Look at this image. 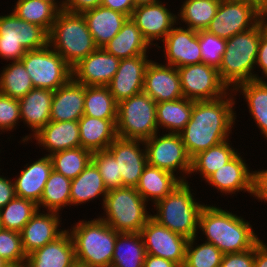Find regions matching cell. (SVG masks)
Returning <instances> with one entry per match:
<instances>
[{
  "label": "cell",
  "instance_id": "1",
  "mask_svg": "<svg viewBox=\"0 0 267 267\" xmlns=\"http://www.w3.org/2000/svg\"><path fill=\"white\" fill-rule=\"evenodd\" d=\"M236 99L230 90L215 100L194 101L190 121L179 133L191 159L199 152L231 139L235 123L239 121Z\"/></svg>",
  "mask_w": 267,
  "mask_h": 267
},
{
  "label": "cell",
  "instance_id": "2",
  "mask_svg": "<svg viewBox=\"0 0 267 267\" xmlns=\"http://www.w3.org/2000/svg\"><path fill=\"white\" fill-rule=\"evenodd\" d=\"M215 205L206 203L200 213L198 234L203 235L205 242L227 254L249 250L261 239L245 217Z\"/></svg>",
  "mask_w": 267,
  "mask_h": 267
},
{
  "label": "cell",
  "instance_id": "3",
  "mask_svg": "<svg viewBox=\"0 0 267 267\" xmlns=\"http://www.w3.org/2000/svg\"><path fill=\"white\" fill-rule=\"evenodd\" d=\"M190 183L181 182L151 209L156 211L151 214L152 219L187 239L199 236V217L205 206L204 202L195 197L197 193L191 189Z\"/></svg>",
  "mask_w": 267,
  "mask_h": 267
},
{
  "label": "cell",
  "instance_id": "4",
  "mask_svg": "<svg viewBox=\"0 0 267 267\" xmlns=\"http://www.w3.org/2000/svg\"><path fill=\"white\" fill-rule=\"evenodd\" d=\"M261 35L262 20L250 30L226 39V48L218 72L230 90L240 83L260 80L259 73L255 71V64Z\"/></svg>",
  "mask_w": 267,
  "mask_h": 267
},
{
  "label": "cell",
  "instance_id": "5",
  "mask_svg": "<svg viewBox=\"0 0 267 267\" xmlns=\"http://www.w3.org/2000/svg\"><path fill=\"white\" fill-rule=\"evenodd\" d=\"M73 224L67 231L73 240L76 262L89 267H111L118 232L98 216Z\"/></svg>",
  "mask_w": 267,
  "mask_h": 267
},
{
  "label": "cell",
  "instance_id": "6",
  "mask_svg": "<svg viewBox=\"0 0 267 267\" xmlns=\"http://www.w3.org/2000/svg\"><path fill=\"white\" fill-rule=\"evenodd\" d=\"M49 45L71 68L97 49L84 16L64 10L53 23Z\"/></svg>",
  "mask_w": 267,
  "mask_h": 267
},
{
  "label": "cell",
  "instance_id": "7",
  "mask_svg": "<svg viewBox=\"0 0 267 267\" xmlns=\"http://www.w3.org/2000/svg\"><path fill=\"white\" fill-rule=\"evenodd\" d=\"M148 205L134 187L115 188L108 190L98 216L118 233H140L151 218Z\"/></svg>",
  "mask_w": 267,
  "mask_h": 267
},
{
  "label": "cell",
  "instance_id": "8",
  "mask_svg": "<svg viewBox=\"0 0 267 267\" xmlns=\"http://www.w3.org/2000/svg\"><path fill=\"white\" fill-rule=\"evenodd\" d=\"M0 14V58L20 61L27 51L49 44V33L42 27L20 19L12 10Z\"/></svg>",
  "mask_w": 267,
  "mask_h": 267
},
{
  "label": "cell",
  "instance_id": "9",
  "mask_svg": "<svg viewBox=\"0 0 267 267\" xmlns=\"http://www.w3.org/2000/svg\"><path fill=\"white\" fill-rule=\"evenodd\" d=\"M156 102L141 92L118 102L117 136L145 141L159 132Z\"/></svg>",
  "mask_w": 267,
  "mask_h": 267
},
{
  "label": "cell",
  "instance_id": "10",
  "mask_svg": "<svg viewBox=\"0 0 267 267\" xmlns=\"http://www.w3.org/2000/svg\"><path fill=\"white\" fill-rule=\"evenodd\" d=\"M160 134L157 132L144 141L147 164L176 175L182 182L188 181L191 158L186 152L181 135L166 132H162L161 136Z\"/></svg>",
  "mask_w": 267,
  "mask_h": 267
},
{
  "label": "cell",
  "instance_id": "11",
  "mask_svg": "<svg viewBox=\"0 0 267 267\" xmlns=\"http://www.w3.org/2000/svg\"><path fill=\"white\" fill-rule=\"evenodd\" d=\"M21 61L34 88L55 91L72 78V68L49 44L41 49L27 51Z\"/></svg>",
  "mask_w": 267,
  "mask_h": 267
},
{
  "label": "cell",
  "instance_id": "12",
  "mask_svg": "<svg viewBox=\"0 0 267 267\" xmlns=\"http://www.w3.org/2000/svg\"><path fill=\"white\" fill-rule=\"evenodd\" d=\"M184 98L193 101L215 100L230 89L221 80L218 69L205 63L177 68Z\"/></svg>",
  "mask_w": 267,
  "mask_h": 267
},
{
  "label": "cell",
  "instance_id": "13",
  "mask_svg": "<svg viewBox=\"0 0 267 267\" xmlns=\"http://www.w3.org/2000/svg\"><path fill=\"white\" fill-rule=\"evenodd\" d=\"M264 17L252 6L236 0H221L216 15L206 29L223 39L248 31Z\"/></svg>",
  "mask_w": 267,
  "mask_h": 267
},
{
  "label": "cell",
  "instance_id": "14",
  "mask_svg": "<svg viewBox=\"0 0 267 267\" xmlns=\"http://www.w3.org/2000/svg\"><path fill=\"white\" fill-rule=\"evenodd\" d=\"M246 162L241 152H238L223 167L213 172L205 182L224 196L231 197L234 194L237 196L243 191L255 198L256 171H253Z\"/></svg>",
  "mask_w": 267,
  "mask_h": 267
},
{
  "label": "cell",
  "instance_id": "15",
  "mask_svg": "<svg viewBox=\"0 0 267 267\" xmlns=\"http://www.w3.org/2000/svg\"><path fill=\"white\" fill-rule=\"evenodd\" d=\"M140 234L146 254L162 257L183 266L185 262L188 240L150 218L143 226Z\"/></svg>",
  "mask_w": 267,
  "mask_h": 267
},
{
  "label": "cell",
  "instance_id": "16",
  "mask_svg": "<svg viewBox=\"0 0 267 267\" xmlns=\"http://www.w3.org/2000/svg\"><path fill=\"white\" fill-rule=\"evenodd\" d=\"M165 1L134 8L131 19L140 29L142 36L152 47H158L177 24V14L168 9ZM167 4V5H166ZM158 41H160L158 43ZM155 42V43H154Z\"/></svg>",
  "mask_w": 267,
  "mask_h": 267
},
{
  "label": "cell",
  "instance_id": "17",
  "mask_svg": "<svg viewBox=\"0 0 267 267\" xmlns=\"http://www.w3.org/2000/svg\"><path fill=\"white\" fill-rule=\"evenodd\" d=\"M177 25L164 38L163 44L157 47L160 50L163 46L164 64L179 68L202 63L198 31Z\"/></svg>",
  "mask_w": 267,
  "mask_h": 267
},
{
  "label": "cell",
  "instance_id": "18",
  "mask_svg": "<svg viewBox=\"0 0 267 267\" xmlns=\"http://www.w3.org/2000/svg\"><path fill=\"white\" fill-rule=\"evenodd\" d=\"M107 150L118 164V175H121L122 187L135 188L147 165L144 141L117 137Z\"/></svg>",
  "mask_w": 267,
  "mask_h": 267
},
{
  "label": "cell",
  "instance_id": "19",
  "mask_svg": "<svg viewBox=\"0 0 267 267\" xmlns=\"http://www.w3.org/2000/svg\"><path fill=\"white\" fill-rule=\"evenodd\" d=\"M143 92L156 103L183 98L177 68L151 60L145 70Z\"/></svg>",
  "mask_w": 267,
  "mask_h": 267
},
{
  "label": "cell",
  "instance_id": "20",
  "mask_svg": "<svg viewBox=\"0 0 267 267\" xmlns=\"http://www.w3.org/2000/svg\"><path fill=\"white\" fill-rule=\"evenodd\" d=\"M61 217L58 212L37 210L20 232L22 247L27 256L56 240L67 230L61 226Z\"/></svg>",
  "mask_w": 267,
  "mask_h": 267
},
{
  "label": "cell",
  "instance_id": "21",
  "mask_svg": "<svg viewBox=\"0 0 267 267\" xmlns=\"http://www.w3.org/2000/svg\"><path fill=\"white\" fill-rule=\"evenodd\" d=\"M120 59L97 48L72 68V78L85 86H107L118 70Z\"/></svg>",
  "mask_w": 267,
  "mask_h": 267
},
{
  "label": "cell",
  "instance_id": "22",
  "mask_svg": "<svg viewBox=\"0 0 267 267\" xmlns=\"http://www.w3.org/2000/svg\"><path fill=\"white\" fill-rule=\"evenodd\" d=\"M150 61L148 54L120 60L117 72L107 85L117 102L143 92L144 74Z\"/></svg>",
  "mask_w": 267,
  "mask_h": 267
},
{
  "label": "cell",
  "instance_id": "23",
  "mask_svg": "<svg viewBox=\"0 0 267 267\" xmlns=\"http://www.w3.org/2000/svg\"><path fill=\"white\" fill-rule=\"evenodd\" d=\"M53 95V90L34 88L19 99L21 122L23 121V124L31 130V133L21 138L20 143H29L31 138L51 120Z\"/></svg>",
  "mask_w": 267,
  "mask_h": 267
},
{
  "label": "cell",
  "instance_id": "24",
  "mask_svg": "<svg viewBox=\"0 0 267 267\" xmlns=\"http://www.w3.org/2000/svg\"><path fill=\"white\" fill-rule=\"evenodd\" d=\"M39 148L52 155L66 149L81 147L78 121H49L32 138Z\"/></svg>",
  "mask_w": 267,
  "mask_h": 267
},
{
  "label": "cell",
  "instance_id": "25",
  "mask_svg": "<svg viewBox=\"0 0 267 267\" xmlns=\"http://www.w3.org/2000/svg\"><path fill=\"white\" fill-rule=\"evenodd\" d=\"M37 159L23 165L24 169L16 174L15 179L13 177L16 197L32 200L36 204L40 202L44 186L53 170L50 156Z\"/></svg>",
  "mask_w": 267,
  "mask_h": 267
},
{
  "label": "cell",
  "instance_id": "26",
  "mask_svg": "<svg viewBox=\"0 0 267 267\" xmlns=\"http://www.w3.org/2000/svg\"><path fill=\"white\" fill-rule=\"evenodd\" d=\"M85 85L71 78L54 91L51 121H78L84 114Z\"/></svg>",
  "mask_w": 267,
  "mask_h": 267
},
{
  "label": "cell",
  "instance_id": "27",
  "mask_svg": "<svg viewBox=\"0 0 267 267\" xmlns=\"http://www.w3.org/2000/svg\"><path fill=\"white\" fill-rule=\"evenodd\" d=\"M75 263L74 244L67 230L26 257L27 267H72Z\"/></svg>",
  "mask_w": 267,
  "mask_h": 267
},
{
  "label": "cell",
  "instance_id": "28",
  "mask_svg": "<svg viewBox=\"0 0 267 267\" xmlns=\"http://www.w3.org/2000/svg\"><path fill=\"white\" fill-rule=\"evenodd\" d=\"M97 48H103L121 30L128 16L103 6L81 13Z\"/></svg>",
  "mask_w": 267,
  "mask_h": 267
},
{
  "label": "cell",
  "instance_id": "29",
  "mask_svg": "<svg viewBox=\"0 0 267 267\" xmlns=\"http://www.w3.org/2000/svg\"><path fill=\"white\" fill-rule=\"evenodd\" d=\"M182 181L174 174L147 164L135 189L151 206L171 193Z\"/></svg>",
  "mask_w": 267,
  "mask_h": 267
},
{
  "label": "cell",
  "instance_id": "30",
  "mask_svg": "<svg viewBox=\"0 0 267 267\" xmlns=\"http://www.w3.org/2000/svg\"><path fill=\"white\" fill-rule=\"evenodd\" d=\"M116 121L83 115L78 120L81 147L92 152L106 150L118 137Z\"/></svg>",
  "mask_w": 267,
  "mask_h": 267
},
{
  "label": "cell",
  "instance_id": "31",
  "mask_svg": "<svg viewBox=\"0 0 267 267\" xmlns=\"http://www.w3.org/2000/svg\"><path fill=\"white\" fill-rule=\"evenodd\" d=\"M237 97L239 93L243 96L250 118L252 117L259 135H262L267 142V80H252L238 84L233 89Z\"/></svg>",
  "mask_w": 267,
  "mask_h": 267
},
{
  "label": "cell",
  "instance_id": "32",
  "mask_svg": "<svg viewBox=\"0 0 267 267\" xmlns=\"http://www.w3.org/2000/svg\"><path fill=\"white\" fill-rule=\"evenodd\" d=\"M103 48L109 54L121 60L138 55L150 54L149 49L152 47L144 39L135 22L128 17L118 34Z\"/></svg>",
  "mask_w": 267,
  "mask_h": 267
},
{
  "label": "cell",
  "instance_id": "33",
  "mask_svg": "<svg viewBox=\"0 0 267 267\" xmlns=\"http://www.w3.org/2000/svg\"><path fill=\"white\" fill-rule=\"evenodd\" d=\"M108 190L104 185L103 178L96 165L91 161L89 165L71 181L70 207L80 206L97 199L104 204ZM101 196V197H100Z\"/></svg>",
  "mask_w": 267,
  "mask_h": 267
},
{
  "label": "cell",
  "instance_id": "34",
  "mask_svg": "<svg viewBox=\"0 0 267 267\" xmlns=\"http://www.w3.org/2000/svg\"><path fill=\"white\" fill-rule=\"evenodd\" d=\"M194 101L187 98L163 101L156 104L159 132L180 133L190 121ZM165 129V130H164Z\"/></svg>",
  "mask_w": 267,
  "mask_h": 267
},
{
  "label": "cell",
  "instance_id": "35",
  "mask_svg": "<svg viewBox=\"0 0 267 267\" xmlns=\"http://www.w3.org/2000/svg\"><path fill=\"white\" fill-rule=\"evenodd\" d=\"M232 146L231 140H226L207 150L199 152L191 159V175H200L204 181L216 170L223 167L239 151Z\"/></svg>",
  "mask_w": 267,
  "mask_h": 267
},
{
  "label": "cell",
  "instance_id": "36",
  "mask_svg": "<svg viewBox=\"0 0 267 267\" xmlns=\"http://www.w3.org/2000/svg\"><path fill=\"white\" fill-rule=\"evenodd\" d=\"M220 1L184 0L177 12V24L195 31L206 30L217 13Z\"/></svg>",
  "mask_w": 267,
  "mask_h": 267
},
{
  "label": "cell",
  "instance_id": "37",
  "mask_svg": "<svg viewBox=\"0 0 267 267\" xmlns=\"http://www.w3.org/2000/svg\"><path fill=\"white\" fill-rule=\"evenodd\" d=\"M145 256L140 233H118L111 267H143Z\"/></svg>",
  "mask_w": 267,
  "mask_h": 267
},
{
  "label": "cell",
  "instance_id": "38",
  "mask_svg": "<svg viewBox=\"0 0 267 267\" xmlns=\"http://www.w3.org/2000/svg\"><path fill=\"white\" fill-rule=\"evenodd\" d=\"M71 181V179L52 170L44 186L41 200L37 204L38 210L54 211L62 215L61 211L64 207L69 206L70 208Z\"/></svg>",
  "mask_w": 267,
  "mask_h": 267
},
{
  "label": "cell",
  "instance_id": "39",
  "mask_svg": "<svg viewBox=\"0 0 267 267\" xmlns=\"http://www.w3.org/2000/svg\"><path fill=\"white\" fill-rule=\"evenodd\" d=\"M12 11L22 20L36 24L50 33L60 10L42 0H17Z\"/></svg>",
  "mask_w": 267,
  "mask_h": 267
},
{
  "label": "cell",
  "instance_id": "40",
  "mask_svg": "<svg viewBox=\"0 0 267 267\" xmlns=\"http://www.w3.org/2000/svg\"><path fill=\"white\" fill-rule=\"evenodd\" d=\"M10 63L0 71V93L19 100L34 89V86L21 60Z\"/></svg>",
  "mask_w": 267,
  "mask_h": 267
},
{
  "label": "cell",
  "instance_id": "41",
  "mask_svg": "<svg viewBox=\"0 0 267 267\" xmlns=\"http://www.w3.org/2000/svg\"><path fill=\"white\" fill-rule=\"evenodd\" d=\"M118 102L107 86H85L84 114L104 120H117Z\"/></svg>",
  "mask_w": 267,
  "mask_h": 267
},
{
  "label": "cell",
  "instance_id": "42",
  "mask_svg": "<svg viewBox=\"0 0 267 267\" xmlns=\"http://www.w3.org/2000/svg\"><path fill=\"white\" fill-rule=\"evenodd\" d=\"M92 151L78 147L50 155L53 170L71 180L75 179L92 161Z\"/></svg>",
  "mask_w": 267,
  "mask_h": 267
},
{
  "label": "cell",
  "instance_id": "43",
  "mask_svg": "<svg viewBox=\"0 0 267 267\" xmlns=\"http://www.w3.org/2000/svg\"><path fill=\"white\" fill-rule=\"evenodd\" d=\"M37 210L38 206L34 201L15 197L0 209L2 229L20 233Z\"/></svg>",
  "mask_w": 267,
  "mask_h": 267
},
{
  "label": "cell",
  "instance_id": "44",
  "mask_svg": "<svg viewBox=\"0 0 267 267\" xmlns=\"http://www.w3.org/2000/svg\"><path fill=\"white\" fill-rule=\"evenodd\" d=\"M200 238L188 240L183 267H220L224 254L214 244ZM198 239L203 243L197 244Z\"/></svg>",
  "mask_w": 267,
  "mask_h": 267
},
{
  "label": "cell",
  "instance_id": "45",
  "mask_svg": "<svg viewBox=\"0 0 267 267\" xmlns=\"http://www.w3.org/2000/svg\"><path fill=\"white\" fill-rule=\"evenodd\" d=\"M202 63L219 68L226 48V39L220 38L207 30L198 31Z\"/></svg>",
  "mask_w": 267,
  "mask_h": 267
},
{
  "label": "cell",
  "instance_id": "46",
  "mask_svg": "<svg viewBox=\"0 0 267 267\" xmlns=\"http://www.w3.org/2000/svg\"><path fill=\"white\" fill-rule=\"evenodd\" d=\"M92 162L98 168L107 190L122 187V178L121 175H118V164L107 149L94 151Z\"/></svg>",
  "mask_w": 267,
  "mask_h": 267
},
{
  "label": "cell",
  "instance_id": "47",
  "mask_svg": "<svg viewBox=\"0 0 267 267\" xmlns=\"http://www.w3.org/2000/svg\"><path fill=\"white\" fill-rule=\"evenodd\" d=\"M0 257L8 263L26 262L27 255L23 250L19 232L6 229L0 230Z\"/></svg>",
  "mask_w": 267,
  "mask_h": 267
},
{
  "label": "cell",
  "instance_id": "48",
  "mask_svg": "<svg viewBox=\"0 0 267 267\" xmlns=\"http://www.w3.org/2000/svg\"><path fill=\"white\" fill-rule=\"evenodd\" d=\"M20 122L19 100L0 93V135L8 131L14 132Z\"/></svg>",
  "mask_w": 267,
  "mask_h": 267
},
{
  "label": "cell",
  "instance_id": "49",
  "mask_svg": "<svg viewBox=\"0 0 267 267\" xmlns=\"http://www.w3.org/2000/svg\"><path fill=\"white\" fill-rule=\"evenodd\" d=\"M255 245L244 252L224 254L220 267H254Z\"/></svg>",
  "mask_w": 267,
  "mask_h": 267
},
{
  "label": "cell",
  "instance_id": "50",
  "mask_svg": "<svg viewBox=\"0 0 267 267\" xmlns=\"http://www.w3.org/2000/svg\"><path fill=\"white\" fill-rule=\"evenodd\" d=\"M255 68L262 76L260 80H267V21L262 19V35L260 38Z\"/></svg>",
  "mask_w": 267,
  "mask_h": 267
},
{
  "label": "cell",
  "instance_id": "51",
  "mask_svg": "<svg viewBox=\"0 0 267 267\" xmlns=\"http://www.w3.org/2000/svg\"><path fill=\"white\" fill-rule=\"evenodd\" d=\"M1 171V168H0ZM0 175V209L16 197L14 180Z\"/></svg>",
  "mask_w": 267,
  "mask_h": 267
},
{
  "label": "cell",
  "instance_id": "52",
  "mask_svg": "<svg viewBox=\"0 0 267 267\" xmlns=\"http://www.w3.org/2000/svg\"><path fill=\"white\" fill-rule=\"evenodd\" d=\"M102 0H65L64 11L82 13L86 10L100 6Z\"/></svg>",
  "mask_w": 267,
  "mask_h": 267
},
{
  "label": "cell",
  "instance_id": "53",
  "mask_svg": "<svg viewBox=\"0 0 267 267\" xmlns=\"http://www.w3.org/2000/svg\"><path fill=\"white\" fill-rule=\"evenodd\" d=\"M256 171L255 198L258 202L267 203V169H258Z\"/></svg>",
  "mask_w": 267,
  "mask_h": 267
},
{
  "label": "cell",
  "instance_id": "54",
  "mask_svg": "<svg viewBox=\"0 0 267 267\" xmlns=\"http://www.w3.org/2000/svg\"><path fill=\"white\" fill-rule=\"evenodd\" d=\"M101 6L123 13L128 17H131L135 8L134 0H102Z\"/></svg>",
  "mask_w": 267,
  "mask_h": 267
},
{
  "label": "cell",
  "instance_id": "55",
  "mask_svg": "<svg viewBox=\"0 0 267 267\" xmlns=\"http://www.w3.org/2000/svg\"><path fill=\"white\" fill-rule=\"evenodd\" d=\"M254 267H267V243L262 239L255 244Z\"/></svg>",
  "mask_w": 267,
  "mask_h": 267
},
{
  "label": "cell",
  "instance_id": "56",
  "mask_svg": "<svg viewBox=\"0 0 267 267\" xmlns=\"http://www.w3.org/2000/svg\"><path fill=\"white\" fill-rule=\"evenodd\" d=\"M143 267H178V265L171 260L146 254Z\"/></svg>",
  "mask_w": 267,
  "mask_h": 267
},
{
  "label": "cell",
  "instance_id": "57",
  "mask_svg": "<svg viewBox=\"0 0 267 267\" xmlns=\"http://www.w3.org/2000/svg\"><path fill=\"white\" fill-rule=\"evenodd\" d=\"M244 4L252 6L257 10L264 18L267 15V0H236Z\"/></svg>",
  "mask_w": 267,
  "mask_h": 267
},
{
  "label": "cell",
  "instance_id": "58",
  "mask_svg": "<svg viewBox=\"0 0 267 267\" xmlns=\"http://www.w3.org/2000/svg\"><path fill=\"white\" fill-rule=\"evenodd\" d=\"M162 0H134V5L135 8L139 6H144V5H151V4H156L160 3Z\"/></svg>",
  "mask_w": 267,
  "mask_h": 267
},
{
  "label": "cell",
  "instance_id": "59",
  "mask_svg": "<svg viewBox=\"0 0 267 267\" xmlns=\"http://www.w3.org/2000/svg\"><path fill=\"white\" fill-rule=\"evenodd\" d=\"M54 4L60 11L64 9L65 0H42Z\"/></svg>",
  "mask_w": 267,
  "mask_h": 267
},
{
  "label": "cell",
  "instance_id": "60",
  "mask_svg": "<svg viewBox=\"0 0 267 267\" xmlns=\"http://www.w3.org/2000/svg\"><path fill=\"white\" fill-rule=\"evenodd\" d=\"M5 267H27V264H26V262L8 263Z\"/></svg>",
  "mask_w": 267,
  "mask_h": 267
},
{
  "label": "cell",
  "instance_id": "61",
  "mask_svg": "<svg viewBox=\"0 0 267 267\" xmlns=\"http://www.w3.org/2000/svg\"><path fill=\"white\" fill-rule=\"evenodd\" d=\"M7 264L8 262L0 257V267H5Z\"/></svg>",
  "mask_w": 267,
  "mask_h": 267
},
{
  "label": "cell",
  "instance_id": "62",
  "mask_svg": "<svg viewBox=\"0 0 267 267\" xmlns=\"http://www.w3.org/2000/svg\"><path fill=\"white\" fill-rule=\"evenodd\" d=\"M72 267H89L87 265H83V264H80V263H75Z\"/></svg>",
  "mask_w": 267,
  "mask_h": 267
}]
</instances>
